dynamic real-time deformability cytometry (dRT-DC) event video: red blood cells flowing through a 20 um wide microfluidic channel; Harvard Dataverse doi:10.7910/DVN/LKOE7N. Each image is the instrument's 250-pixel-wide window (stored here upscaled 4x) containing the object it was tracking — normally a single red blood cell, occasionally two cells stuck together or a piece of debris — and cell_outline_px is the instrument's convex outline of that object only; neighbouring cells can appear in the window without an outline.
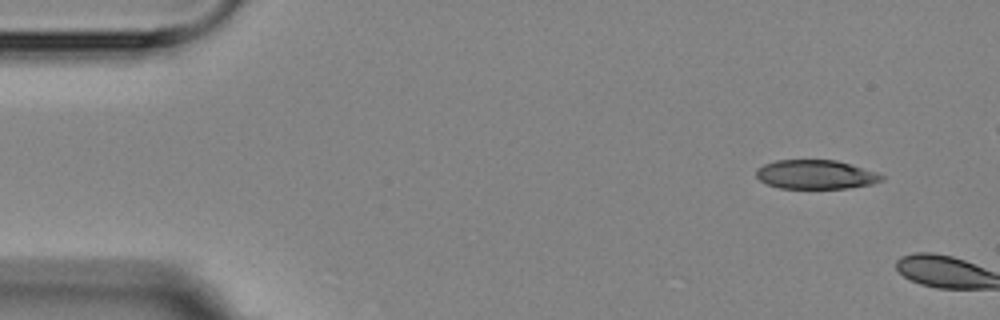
{"species": "Egyptian fruit bat (a non-hibernating species)", "species_latin": "Rousettus aegyptiacus", "temperature_condition": "room temperature", "stored_images_in_passage": 2, "camera_frame_rate_fps": 3000, "um_per_image_px": 0.085, "animal": {"sex": "female"}, "frame": {"image": 1, "passage_image": 1, "time_ms": 0.0, "image_size_px": [1000, 320], "cell_outline_px": [[884, 180], [872, 184], [848, 188], [780, 188], [768, 184], [760, 180], [756, 176], [756, 168], [764, 164], [776, 160], [836, 160], [876, 172], [884, 176]], "centroid_in_image_um": [69.33, 14.83], "position_along_channel_um": 15.7, "area_um2": 21.15}}